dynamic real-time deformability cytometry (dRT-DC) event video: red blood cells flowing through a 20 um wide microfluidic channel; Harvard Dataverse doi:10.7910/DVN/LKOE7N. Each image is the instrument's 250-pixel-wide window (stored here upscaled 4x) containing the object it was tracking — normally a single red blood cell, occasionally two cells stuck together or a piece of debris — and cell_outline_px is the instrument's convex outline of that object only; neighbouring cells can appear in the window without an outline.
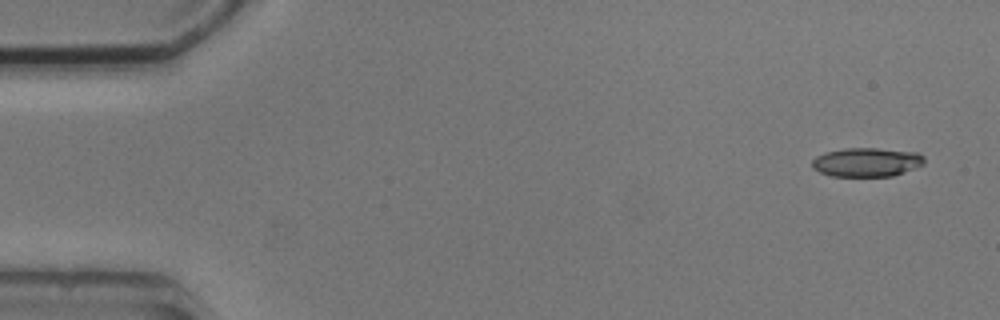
{"species": "common noctule bat (a hibernating species)", "species_latin": "Nyctalus noctula", "temperature_condition": "cold", "stored_images_in_passage": 4, "camera_frame_rate_fps": 3000, "um_per_image_px": 0.085, "animal": {"sex": "male", "body_mass_g": 20.5, "forearm_length_mm": 52.5}, "frame": {"image": 1, "passage_image": 1, "time_ms": 0.0, "image_size_px": [1000, 320], "cell_outline_px": [[924, 164], [904, 172], [892, 176], [832, 176], [820, 172], [812, 168], [812, 160], [816, 156], [824, 152], [844, 148], [876, 148], [916, 152], [924, 156]], "centroid_in_image_um": [73.65, 13.78], "position_along_channel_um": 11.4, "area_um2": 18.96}}